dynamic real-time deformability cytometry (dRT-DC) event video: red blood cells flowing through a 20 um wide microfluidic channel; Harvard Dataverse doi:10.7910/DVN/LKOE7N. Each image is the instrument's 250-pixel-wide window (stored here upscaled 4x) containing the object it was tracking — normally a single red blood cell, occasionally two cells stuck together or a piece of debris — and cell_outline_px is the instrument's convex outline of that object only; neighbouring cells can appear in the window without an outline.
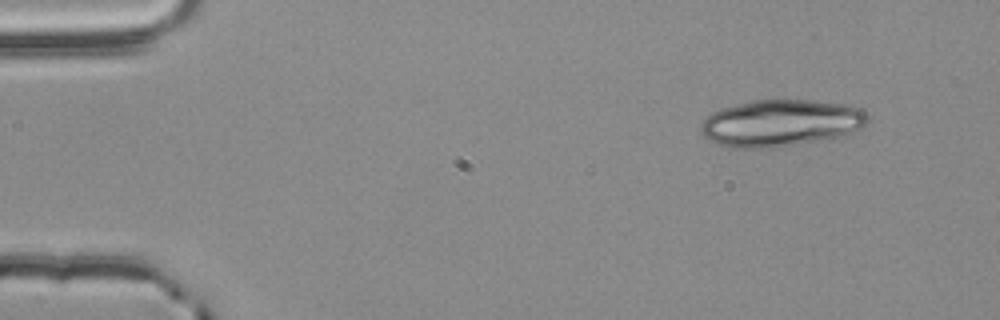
{"species": "common noctule bat (a hibernating species)", "species_latin": "Nyctalus noctula", "temperature_condition": "room temperature", "stored_images_in_passage": 50, "camera_frame_rate_fps": 3000, "um_per_image_px": 0.085, "animal": {"sex": "male", "body_mass_g": 20.4}, "frame": {"image": 1, "passage_image": 1, "time_ms": 0.0, "image_size_px": [1000, 320], "cell_outline_px": [[868, 120], [864, 128], [840, 136], [776, 148], [732, 148], [708, 140], [704, 136], [700, 128], [700, 124], [704, 116], [712, 112], [724, 108], [752, 100], [816, 100], [840, 104], [860, 108], [868, 116]], "centroid_in_image_um": [66.34, 10.46], "position_along_channel_um": 18.7, "area_um2": 45.6}}
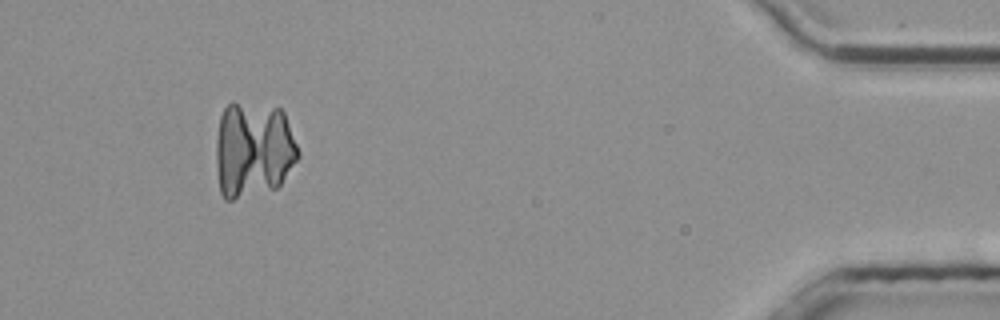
{"frame": {"image": 2, "passage_image": 46, "time_ms": 15.0, "image_size_px": [1000, 320], "cell_outline_px": [[300, 156], [280, 184], [276, 188], [232, 200], [224, 200], [220, 192], [216, 168], [216, 136], [220, 116], [224, 108], [232, 100], [280, 108], [284, 112], [300, 152]], "centroid_in_image_um": [21.51, 12.7], "position_along_channel_um": 413.7, "area_um2": 46.64}}